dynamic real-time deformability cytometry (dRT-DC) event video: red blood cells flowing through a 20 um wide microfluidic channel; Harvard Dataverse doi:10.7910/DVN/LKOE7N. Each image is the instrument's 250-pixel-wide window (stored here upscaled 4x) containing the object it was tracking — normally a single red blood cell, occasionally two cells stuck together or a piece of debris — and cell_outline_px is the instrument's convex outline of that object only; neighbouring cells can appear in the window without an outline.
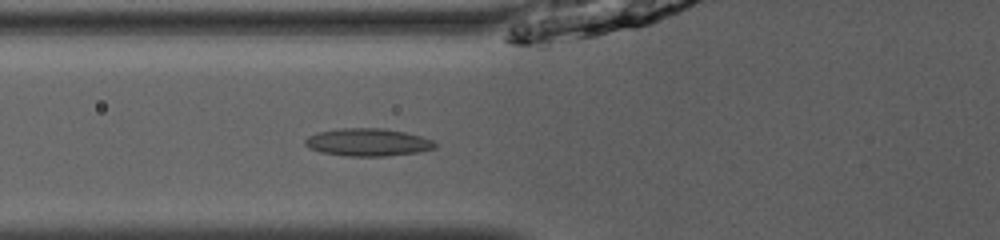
{"species": "common noctule bat (a hibernating species)", "species_latin": "Nyctalus noctula", "temperature_condition": "room temperature", "stored_images_in_passage": 41, "camera_frame_rate_fps": 3000, "um_per_image_px": 0.085, "animal": {"sex": "male", "body_mass_g": 13.0, "forearm_length_mm": 53.1}, "frame": {"image": 1, "passage_image": 10, "time_ms": 3.0, "image_size_px": [1000, 240], "cell_outline_px": [[436, 148], [416, 152], [384, 156], [344, 156], [320, 152], [308, 148], [304, 144], [304, 140], [308, 136], [316, 132], [340, 128], [384, 128], [404, 132], [420, 136], [432, 140], [436, 144]], "centroid_in_image_um": [31.2, 12.09], "position_along_channel_um": 94.6, "area_um2": 20.98}}
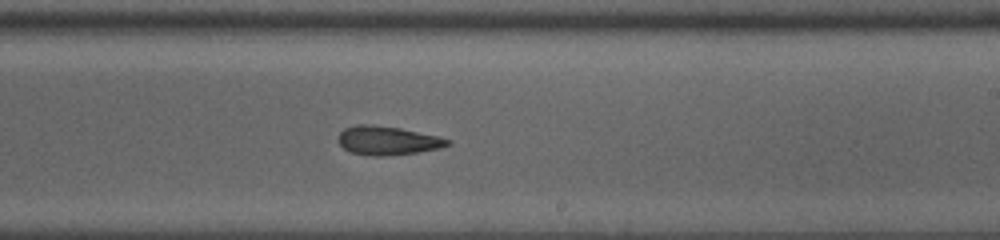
{"frame": {"image": 2, "passage_image": 22, "time_ms": 7.0, "image_size_px": [1000, 240], "cell_outline_px": [[452, 144], [440, 148], [416, 152], [384, 156], [372, 156], [352, 152], [344, 148], [340, 144], [340, 132], [344, 128], [356, 124], [368, 124], [400, 128], [436, 136], [452, 140]], "centroid_in_image_um": [32.96, 11.94], "position_along_channel_um": 256.0, "area_um2": 18.09}}
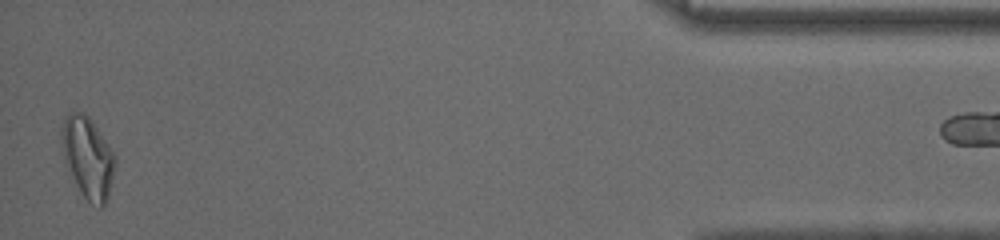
{"frame": {"image": 3, "passage_image": 40, "time_ms": 13.0, "image_size_px": [1000, 240], "cell_outline_px": [[116, 164], [108, 196], [104, 204], [100, 208], [88, 200], [80, 192], [68, 168], [64, 156], [60, 140], [60, 128], [68, 112], [84, 112], [88, 116], [108, 144], [116, 156]], "centroid_in_image_um": [7.46, 13.36], "position_along_channel_um": 427.7, "area_um2": 25.09}}